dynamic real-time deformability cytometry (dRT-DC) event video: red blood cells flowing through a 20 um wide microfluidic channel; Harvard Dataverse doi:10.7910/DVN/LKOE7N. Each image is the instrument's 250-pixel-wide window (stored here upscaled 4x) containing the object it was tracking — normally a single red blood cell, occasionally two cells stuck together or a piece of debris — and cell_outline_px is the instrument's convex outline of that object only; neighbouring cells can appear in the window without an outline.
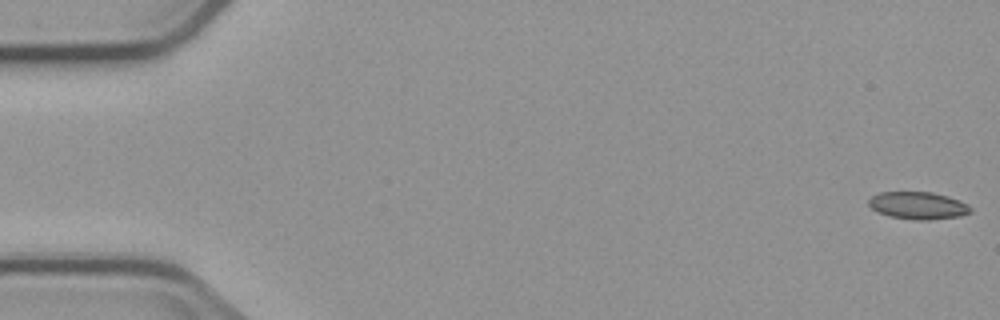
{"species": "common noctule bat (a hibernating species)", "species_latin": "Nyctalus noctula", "temperature_condition": "cold", "stored_images_in_passage": 3, "segment_of_instrument_passage": [2, 2], "camera_frame_rate_fps": 3000, "um_per_image_px": 0.085, "animal": {"sex": "male", "body_mass_g": 23.1, "forearm_length_mm": 52.7}, "frame": {"image": 1, "passage_image": 3, "time_ms": 3.333, "image_size_px": [1000, 320], "cell_outline_px": [[972, 212], [960, 216], [928, 220], [920, 220], [892, 216], [880, 212], [872, 208], [868, 204], [868, 200], [872, 196], [880, 192], [932, 192], [948, 196], [960, 200], [968, 204], [972, 208]], "centroid_in_image_um": [78.09, 17.46], "position_along_channel_um": 6.9, "area_um2": 16.13}}